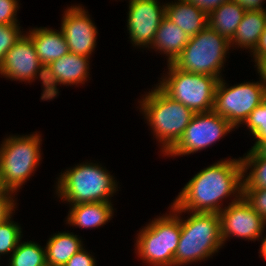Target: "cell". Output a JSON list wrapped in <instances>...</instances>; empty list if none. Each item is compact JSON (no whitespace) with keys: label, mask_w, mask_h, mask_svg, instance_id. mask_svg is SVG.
<instances>
[{"label":"cell","mask_w":266,"mask_h":266,"mask_svg":"<svg viewBox=\"0 0 266 266\" xmlns=\"http://www.w3.org/2000/svg\"><path fill=\"white\" fill-rule=\"evenodd\" d=\"M245 11L266 10L264 9L265 0H234Z\"/></svg>","instance_id":"obj_34"},{"label":"cell","mask_w":266,"mask_h":266,"mask_svg":"<svg viewBox=\"0 0 266 266\" xmlns=\"http://www.w3.org/2000/svg\"><path fill=\"white\" fill-rule=\"evenodd\" d=\"M186 1L196 5L198 8L209 14L211 11L218 8L221 4L229 0H186Z\"/></svg>","instance_id":"obj_32"},{"label":"cell","mask_w":266,"mask_h":266,"mask_svg":"<svg viewBox=\"0 0 266 266\" xmlns=\"http://www.w3.org/2000/svg\"><path fill=\"white\" fill-rule=\"evenodd\" d=\"M161 4L159 0H129L126 25L132 46L139 49L152 46L166 15V2Z\"/></svg>","instance_id":"obj_12"},{"label":"cell","mask_w":266,"mask_h":266,"mask_svg":"<svg viewBox=\"0 0 266 266\" xmlns=\"http://www.w3.org/2000/svg\"><path fill=\"white\" fill-rule=\"evenodd\" d=\"M157 84L168 96L191 109L194 113L213 110L219 79L210 75L181 71L172 63Z\"/></svg>","instance_id":"obj_8"},{"label":"cell","mask_w":266,"mask_h":266,"mask_svg":"<svg viewBox=\"0 0 266 266\" xmlns=\"http://www.w3.org/2000/svg\"><path fill=\"white\" fill-rule=\"evenodd\" d=\"M265 236H262L261 239L259 241H261V245H260V249H259V256H261L262 258H264V260H266V234H264Z\"/></svg>","instance_id":"obj_37"},{"label":"cell","mask_w":266,"mask_h":266,"mask_svg":"<svg viewBox=\"0 0 266 266\" xmlns=\"http://www.w3.org/2000/svg\"><path fill=\"white\" fill-rule=\"evenodd\" d=\"M66 223L79 228H99L112 220L114 209L112 202H93L69 205Z\"/></svg>","instance_id":"obj_17"},{"label":"cell","mask_w":266,"mask_h":266,"mask_svg":"<svg viewBox=\"0 0 266 266\" xmlns=\"http://www.w3.org/2000/svg\"><path fill=\"white\" fill-rule=\"evenodd\" d=\"M219 217L223 244L230 237L258 241L265 231L266 221L243 196L235 202H229L219 213Z\"/></svg>","instance_id":"obj_13"},{"label":"cell","mask_w":266,"mask_h":266,"mask_svg":"<svg viewBox=\"0 0 266 266\" xmlns=\"http://www.w3.org/2000/svg\"><path fill=\"white\" fill-rule=\"evenodd\" d=\"M242 125L247 126L256 141L266 140V106L263 103L258 105Z\"/></svg>","instance_id":"obj_26"},{"label":"cell","mask_w":266,"mask_h":266,"mask_svg":"<svg viewBox=\"0 0 266 266\" xmlns=\"http://www.w3.org/2000/svg\"><path fill=\"white\" fill-rule=\"evenodd\" d=\"M8 262V266H47L45 246L31 240H20Z\"/></svg>","instance_id":"obj_24"},{"label":"cell","mask_w":266,"mask_h":266,"mask_svg":"<svg viewBox=\"0 0 266 266\" xmlns=\"http://www.w3.org/2000/svg\"><path fill=\"white\" fill-rule=\"evenodd\" d=\"M189 40V35L165 16L149 49H155L156 53L158 51V53L161 52L160 54H165L164 56H167V64H169L173 63L181 54Z\"/></svg>","instance_id":"obj_19"},{"label":"cell","mask_w":266,"mask_h":266,"mask_svg":"<svg viewBox=\"0 0 266 266\" xmlns=\"http://www.w3.org/2000/svg\"><path fill=\"white\" fill-rule=\"evenodd\" d=\"M90 58L68 52L45 68L44 101L56 99L58 85H84L90 78Z\"/></svg>","instance_id":"obj_15"},{"label":"cell","mask_w":266,"mask_h":266,"mask_svg":"<svg viewBox=\"0 0 266 266\" xmlns=\"http://www.w3.org/2000/svg\"><path fill=\"white\" fill-rule=\"evenodd\" d=\"M242 173L240 157L221 159L195 174L181 189L172 204L184 214L186 212L219 214L224 209L223 200L230 197L231 202H235L242 197Z\"/></svg>","instance_id":"obj_1"},{"label":"cell","mask_w":266,"mask_h":266,"mask_svg":"<svg viewBox=\"0 0 266 266\" xmlns=\"http://www.w3.org/2000/svg\"><path fill=\"white\" fill-rule=\"evenodd\" d=\"M251 149L258 155L266 157V140L264 141H255Z\"/></svg>","instance_id":"obj_36"},{"label":"cell","mask_w":266,"mask_h":266,"mask_svg":"<svg viewBox=\"0 0 266 266\" xmlns=\"http://www.w3.org/2000/svg\"><path fill=\"white\" fill-rule=\"evenodd\" d=\"M240 160L243 188L266 189V157L258 156L250 149Z\"/></svg>","instance_id":"obj_23"},{"label":"cell","mask_w":266,"mask_h":266,"mask_svg":"<svg viewBox=\"0 0 266 266\" xmlns=\"http://www.w3.org/2000/svg\"><path fill=\"white\" fill-rule=\"evenodd\" d=\"M252 55V56H251ZM250 56L254 58V63L263 56H266V28L259 37L257 46L250 53Z\"/></svg>","instance_id":"obj_33"},{"label":"cell","mask_w":266,"mask_h":266,"mask_svg":"<svg viewBox=\"0 0 266 266\" xmlns=\"http://www.w3.org/2000/svg\"><path fill=\"white\" fill-rule=\"evenodd\" d=\"M262 103L266 106V87L264 89L263 102Z\"/></svg>","instance_id":"obj_38"},{"label":"cell","mask_w":266,"mask_h":266,"mask_svg":"<svg viewBox=\"0 0 266 266\" xmlns=\"http://www.w3.org/2000/svg\"><path fill=\"white\" fill-rule=\"evenodd\" d=\"M265 28L266 10L245 11L236 33L230 40V47L247 49L251 53Z\"/></svg>","instance_id":"obj_20"},{"label":"cell","mask_w":266,"mask_h":266,"mask_svg":"<svg viewBox=\"0 0 266 266\" xmlns=\"http://www.w3.org/2000/svg\"><path fill=\"white\" fill-rule=\"evenodd\" d=\"M265 86L261 80L242 82L229 87L224 78L218 81L213 111L225 118L235 129L263 102Z\"/></svg>","instance_id":"obj_9"},{"label":"cell","mask_w":266,"mask_h":266,"mask_svg":"<svg viewBox=\"0 0 266 266\" xmlns=\"http://www.w3.org/2000/svg\"><path fill=\"white\" fill-rule=\"evenodd\" d=\"M19 0H0V25L20 24L17 19Z\"/></svg>","instance_id":"obj_30"},{"label":"cell","mask_w":266,"mask_h":266,"mask_svg":"<svg viewBox=\"0 0 266 266\" xmlns=\"http://www.w3.org/2000/svg\"><path fill=\"white\" fill-rule=\"evenodd\" d=\"M244 14L242 7L234 0H229L208 14V26L230 41Z\"/></svg>","instance_id":"obj_22"},{"label":"cell","mask_w":266,"mask_h":266,"mask_svg":"<svg viewBox=\"0 0 266 266\" xmlns=\"http://www.w3.org/2000/svg\"><path fill=\"white\" fill-rule=\"evenodd\" d=\"M32 133L10 134L0 144V184L15 194L30 180L42 160L41 134Z\"/></svg>","instance_id":"obj_5"},{"label":"cell","mask_w":266,"mask_h":266,"mask_svg":"<svg viewBox=\"0 0 266 266\" xmlns=\"http://www.w3.org/2000/svg\"><path fill=\"white\" fill-rule=\"evenodd\" d=\"M230 41L207 26L190 40L172 63L181 71L222 79ZM223 68V69H222ZM223 76V77H222Z\"/></svg>","instance_id":"obj_7"},{"label":"cell","mask_w":266,"mask_h":266,"mask_svg":"<svg viewBox=\"0 0 266 266\" xmlns=\"http://www.w3.org/2000/svg\"><path fill=\"white\" fill-rule=\"evenodd\" d=\"M0 75L11 81L30 84L40 79L43 86L40 98L44 101L45 67L38 58L32 39L26 33L6 52L0 65Z\"/></svg>","instance_id":"obj_11"},{"label":"cell","mask_w":266,"mask_h":266,"mask_svg":"<svg viewBox=\"0 0 266 266\" xmlns=\"http://www.w3.org/2000/svg\"><path fill=\"white\" fill-rule=\"evenodd\" d=\"M189 37H193L208 26V14L186 0L166 3V15Z\"/></svg>","instance_id":"obj_18"},{"label":"cell","mask_w":266,"mask_h":266,"mask_svg":"<svg viewBox=\"0 0 266 266\" xmlns=\"http://www.w3.org/2000/svg\"><path fill=\"white\" fill-rule=\"evenodd\" d=\"M184 219L180 210L181 234L174 255V266L198 263L213 257L225 246L221 238L218 213L187 212Z\"/></svg>","instance_id":"obj_4"},{"label":"cell","mask_w":266,"mask_h":266,"mask_svg":"<svg viewBox=\"0 0 266 266\" xmlns=\"http://www.w3.org/2000/svg\"><path fill=\"white\" fill-rule=\"evenodd\" d=\"M20 24L0 25V65L6 52L22 37L25 31Z\"/></svg>","instance_id":"obj_27"},{"label":"cell","mask_w":266,"mask_h":266,"mask_svg":"<svg viewBox=\"0 0 266 266\" xmlns=\"http://www.w3.org/2000/svg\"><path fill=\"white\" fill-rule=\"evenodd\" d=\"M242 196L253 210L266 221V189L243 188Z\"/></svg>","instance_id":"obj_28"},{"label":"cell","mask_w":266,"mask_h":266,"mask_svg":"<svg viewBox=\"0 0 266 266\" xmlns=\"http://www.w3.org/2000/svg\"><path fill=\"white\" fill-rule=\"evenodd\" d=\"M95 257L88 252L87 249L82 248L75 253L64 266H97Z\"/></svg>","instance_id":"obj_31"},{"label":"cell","mask_w":266,"mask_h":266,"mask_svg":"<svg viewBox=\"0 0 266 266\" xmlns=\"http://www.w3.org/2000/svg\"><path fill=\"white\" fill-rule=\"evenodd\" d=\"M57 179L55 195L68 205L111 202L119 191L114 176L101 164L88 160L61 172Z\"/></svg>","instance_id":"obj_3"},{"label":"cell","mask_w":266,"mask_h":266,"mask_svg":"<svg viewBox=\"0 0 266 266\" xmlns=\"http://www.w3.org/2000/svg\"><path fill=\"white\" fill-rule=\"evenodd\" d=\"M15 195L17 194L7 189H0V224L15 215L16 205H18L16 202L17 198L14 197Z\"/></svg>","instance_id":"obj_29"},{"label":"cell","mask_w":266,"mask_h":266,"mask_svg":"<svg viewBox=\"0 0 266 266\" xmlns=\"http://www.w3.org/2000/svg\"><path fill=\"white\" fill-rule=\"evenodd\" d=\"M169 214L159 215L136 236L135 253L149 266H174V255L181 234L180 210L172 203Z\"/></svg>","instance_id":"obj_6"},{"label":"cell","mask_w":266,"mask_h":266,"mask_svg":"<svg viewBox=\"0 0 266 266\" xmlns=\"http://www.w3.org/2000/svg\"><path fill=\"white\" fill-rule=\"evenodd\" d=\"M11 217L6 222L0 224V260L1 256L9 255L16 249L22 240V228L18 222L12 221Z\"/></svg>","instance_id":"obj_25"},{"label":"cell","mask_w":266,"mask_h":266,"mask_svg":"<svg viewBox=\"0 0 266 266\" xmlns=\"http://www.w3.org/2000/svg\"><path fill=\"white\" fill-rule=\"evenodd\" d=\"M235 128L216 112L195 113L185 128L184 134L177 144L165 157L185 156L202 151L216 144V142ZM215 143V144H214Z\"/></svg>","instance_id":"obj_10"},{"label":"cell","mask_w":266,"mask_h":266,"mask_svg":"<svg viewBox=\"0 0 266 266\" xmlns=\"http://www.w3.org/2000/svg\"><path fill=\"white\" fill-rule=\"evenodd\" d=\"M83 241L73 232H59L53 234L46 242L47 266H64L67 261L83 246Z\"/></svg>","instance_id":"obj_21"},{"label":"cell","mask_w":266,"mask_h":266,"mask_svg":"<svg viewBox=\"0 0 266 266\" xmlns=\"http://www.w3.org/2000/svg\"><path fill=\"white\" fill-rule=\"evenodd\" d=\"M139 109L165 156L181 139L193 115L191 109L168 96L158 85L145 93Z\"/></svg>","instance_id":"obj_2"},{"label":"cell","mask_w":266,"mask_h":266,"mask_svg":"<svg viewBox=\"0 0 266 266\" xmlns=\"http://www.w3.org/2000/svg\"><path fill=\"white\" fill-rule=\"evenodd\" d=\"M255 68L257 69V73L260 76V80L262 84L266 87V56L259 58L256 62Z\"/></svg>","instance_id":"obj_35"},{"label":"cell","mask_w":266,"mask_h":266,"mask_svg":"<svg viewBox=\"0 0 266 266\" xmlns=\"http://www.w3.org/2000/svg\"><path fill=\"white\" fill-rule=\"evenodd\" d=\"M29 29L25 33L32 39L38 58L45 68L69 52L61 29L56 30L49 27Z\"/></svg>","instance_id":"obj_16"},{"label":"cell","mask_w":266,"mask_h":266,"mask_svg":"<svg viewBox=\"0 0 266 266\" xmlns=\"http://www.w3.org/2000/svg\"><path fill=\"white\" fill-rule=\"evenodd\" d=\"M62 14L61 30L69 52L86 57L92 56L97 47L98 30L88 11L82 5L67 6Z\"/></svg>","instance_id":"obj_14"}]
</instances>
